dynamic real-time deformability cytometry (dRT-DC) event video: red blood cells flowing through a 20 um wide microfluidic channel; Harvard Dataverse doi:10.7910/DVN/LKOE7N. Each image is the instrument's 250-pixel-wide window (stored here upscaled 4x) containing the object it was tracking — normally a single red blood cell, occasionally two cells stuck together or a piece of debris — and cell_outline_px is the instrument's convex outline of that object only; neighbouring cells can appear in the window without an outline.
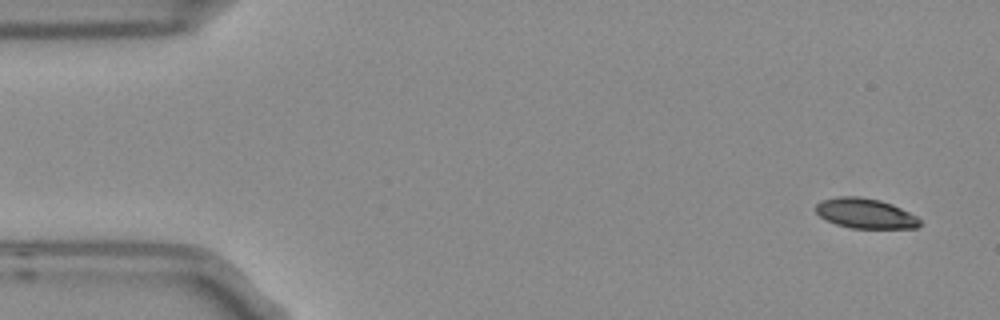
{"species": "Egyptian fruit bat (a non-hibernating species)", "species_latin": "Rousettus aegyptiacus", "temperature_condition": "room temperature", "stored_images_in_passage": 4, "camera_frame_rate_fps": 3000, "um_per_image_px": 0.085, "frame": {"image": 1, "passage_image": 1, "time_ms": 0.0, "image_size_px": [1000, 320], "cell_outline_px": [[920, 224], [916, 228], [852, 228], [836, 224], [820, 216], [816, 212], [816, 204], [820, 200], [836, 196], [860, 196], [880, 200], [892, 204], [916, 216], [920, 220]], "centroid_in_image_um": [73.53, 18.12], "position_along_channel_um": 11.5, "area_um2": 18.15}}